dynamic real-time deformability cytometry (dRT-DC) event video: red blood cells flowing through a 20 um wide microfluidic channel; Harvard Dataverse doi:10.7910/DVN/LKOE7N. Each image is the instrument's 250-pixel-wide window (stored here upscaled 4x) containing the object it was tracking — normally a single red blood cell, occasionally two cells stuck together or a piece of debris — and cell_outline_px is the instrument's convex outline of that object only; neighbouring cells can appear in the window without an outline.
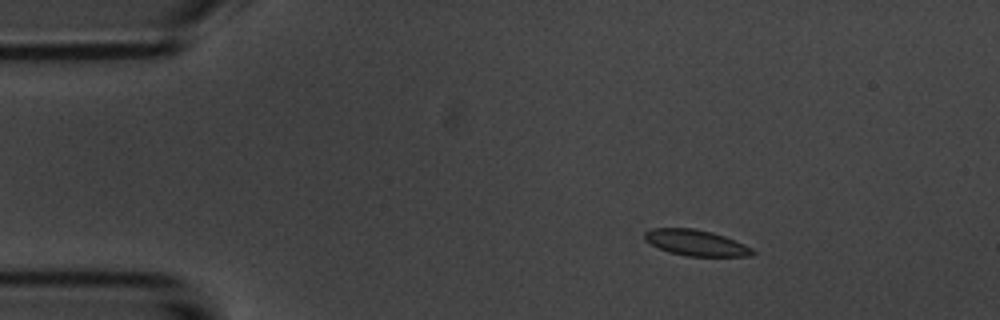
{"species": "common noctule bat (a hibernating species)", "species_latin": "Nyctalus noctula", "temperature_condition": "room temperature", "stored_images_in_passage": 5, "camera_frame_rate_fps": 3000, "um_per_image_px": 0.085, "animal": {"sex": "male", "body_mass_g": 20.1, "forearm_length_mm": 53.5}, "frame": {"image": 1, "passage_image": 3, "time_ms": 2.333, "image_size_px": [1000, 320], "cell_outline_px": [[756, 252], [752, 256], [688, 256], [668, 252], [644, 240], [644, 232], [652, 228], [692, 228], [712, 232], [724, 236], [744, 244], [752, 248]], "centroid_in_image_um": [59.16, 20.63], "position_along_channel_um": 25.8, "area_um2": 16.24}}